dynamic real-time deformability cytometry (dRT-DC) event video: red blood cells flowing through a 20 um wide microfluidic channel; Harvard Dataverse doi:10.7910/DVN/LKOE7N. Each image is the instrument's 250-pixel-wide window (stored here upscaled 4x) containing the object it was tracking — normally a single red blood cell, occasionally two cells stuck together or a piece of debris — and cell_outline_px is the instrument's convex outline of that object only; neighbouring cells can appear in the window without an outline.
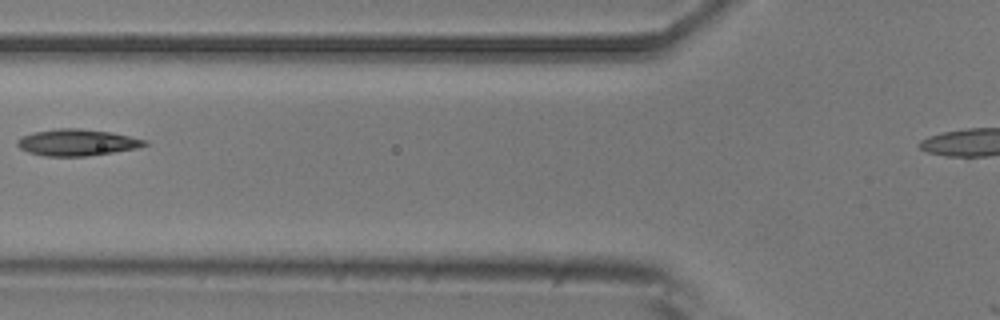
{"species": "common noctule bat (a hibernating species)", "species_latin": "Nyctalus noctula", "temperature_condition": "room temperature", "stored_images_in_passage": 14, "camera_frame_rate_fps": 3000, "um_per_image_px": 0.085, "animal": {"sex": "male", "body_mass_g": 20.5, "forearm_length_mm": 52.5}, "frame": {"image": 1, "passage_image": 6, "time_ms": 6.667, "image_size_px": [1000, 320], "cell_outline_px": [[148, 144], [136, 148], [88, 156], [44, 156], [28, 152], [20, 148], [16, 144], [16, 140], [20, 136], [32, 132], [56, 128], [80, 128], [112, 132], [148, 140]], "centroid_in_image_um": [6.51, 12.1], "position_along_channel_um": 119.3, "area_um2": 19.88}}
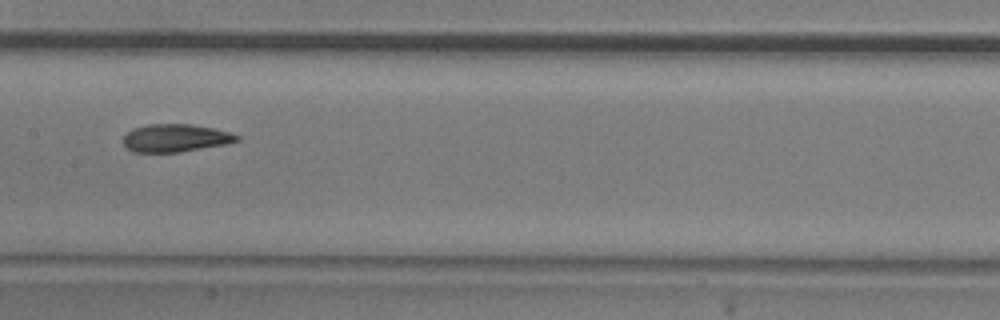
{"frame": {"image": 2, "passage_image": 8, "time_ms": 8.667, "image_size_px": [1000, 320], "cell_outline_px": [[240, 140], [228, 144], [180, 152], [132, 152], [124, 144], [124, 136], [132, 128], [148, 124], [192, 124], [216, 128], [240, 136]], "centroid_in_image_um": [14.95, 11.73], "position_along_channel_um": 192.5, "area_um2": 18.55}}